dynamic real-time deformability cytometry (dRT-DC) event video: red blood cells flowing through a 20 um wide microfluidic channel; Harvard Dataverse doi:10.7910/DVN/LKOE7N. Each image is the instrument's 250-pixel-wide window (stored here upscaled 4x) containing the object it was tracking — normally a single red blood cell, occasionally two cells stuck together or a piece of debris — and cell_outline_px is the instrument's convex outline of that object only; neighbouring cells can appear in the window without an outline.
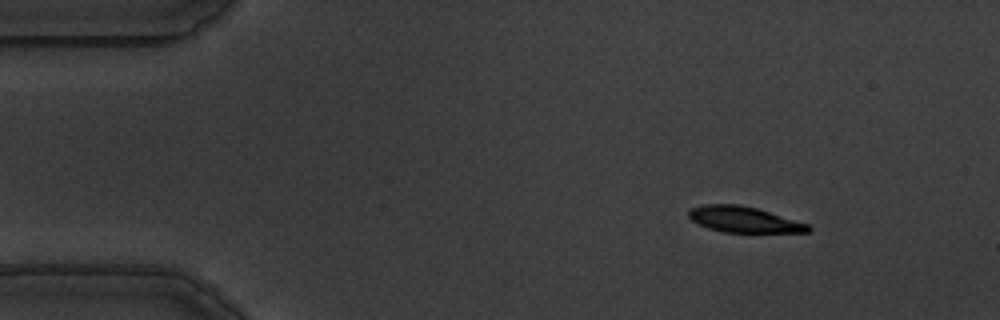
{"species": "common noctule bat (a hibernating species)", "species_latin": "Nyctalus noctula", "temperature_condition": "warm", "stored_images_in_passage": 57, "camera_frame_rate_fps": 3000, "um_per_image_px": 0.085, "animal": {"sex": "male", "body_mass_g": 19.5, "forearm_length_mm": 54.6}, "frame": {"image": 1, "passage_image": 7, "time_ms": 2.0, "image_size_px": [1000, 320], "cell_outline_px": [[812, 228], [808, 232], [724, 232], [708, 228], [692, 220], [688, 216], [688, 208], [704, 204], [740, 204], [756, 208], [808, 224]], "centroid_in_image_um": [63.18, 18.65], "position_along_channel_um": 21.8, "area_um2": 17.86}}
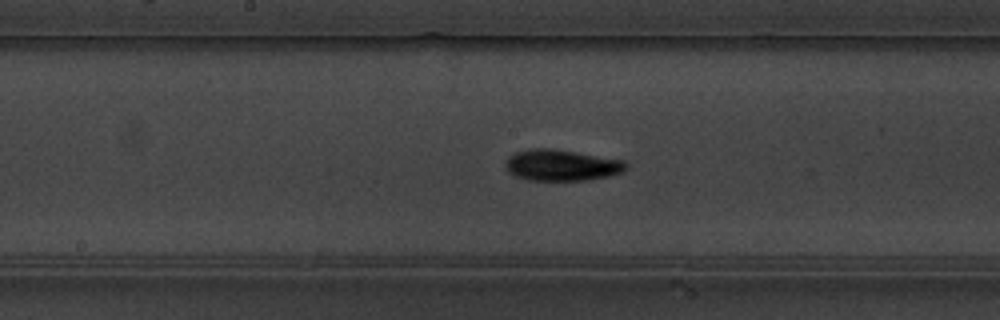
{"frame": {"image": 2, "passage_image": 29, "time_ms": 9.333, "image_size_px": [1000, 320], "cell_outline_px": [[628, 168], [624, 172], [608, 176], [584, 180], [528, 180], [516, 176], [508, 172], [504, 164], [508, 156], [516, 152], [528, 148], [552, 148], [624, 160], [628, 164]], "centroid_in_image_um": [47.73, 14.03], "position_along_channel_um": 200.5, "area_um2": 22.08}}
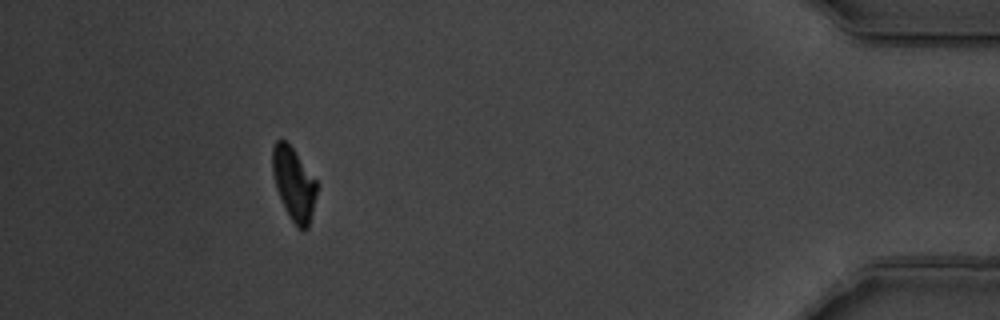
{"frame": {"image": 3, "passage_image": 52, "time_ms": 17.0, "image_size_px": [1000, 320], "cell_outline_px": [[316, 196], [308, 228], [304, 232], [296, 228], [284, 208], [276, 188], [272, 172], [272, 148], [276, 140], [284, 140], [292, 148], [316, 180]], "centroid_in_image_um": [24.96, 15.68], "position_along_channel_um": 410.2, "area_um2": 18.73}, "authors_computed_cell_mechanics": {"area_um2": 20.1144, "velocity_mm_per_s": 3.4928, "shape_relaxation_time_tau1_ms": 3.3365, "shape_relaxation_time_tau2_ms": 10.6187, "deformation_change_tau1": 0.164, "deformation_change_tau2": 0.1154}}